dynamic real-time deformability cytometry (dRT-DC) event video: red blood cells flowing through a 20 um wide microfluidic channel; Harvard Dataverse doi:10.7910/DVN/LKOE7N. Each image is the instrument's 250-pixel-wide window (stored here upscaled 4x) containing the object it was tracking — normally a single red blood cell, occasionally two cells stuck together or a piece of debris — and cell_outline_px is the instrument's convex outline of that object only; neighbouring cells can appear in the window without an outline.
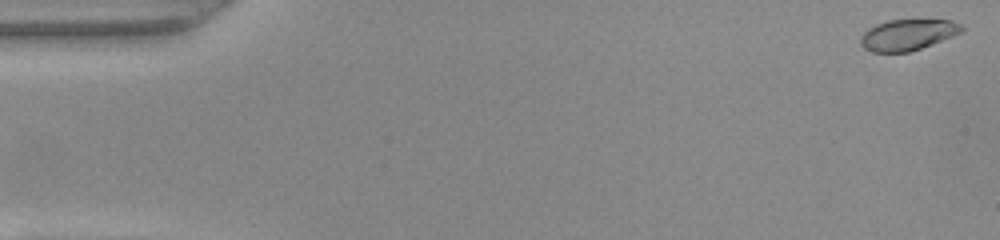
{"species": "common noctule bat (a hibernating species)", "species_latin": "Nyctalus noctula", "temperature_condition": "warm", "stored_images_in_passage": 4, "camera_frame_rate_fps": 3000, "um_per_image_px": 0.085, "animal": {"sex": "female", "body_mass_g": 22.0, "forearm_length_mm": 56.7}, "frame": {"image": 1, "passage_image": 1, "time_ms": 0.0, "image_size_px": [1000, 240], "cell_outline_px": [[964, 32], [920, 48], [908, 52], [872, 52], [864, 48], [860, 44], [860, 40], [864, 32], [868, 28], [876, 24], [888, 20], [952, 20], [960, 24], [964, 28]], "centroid_in_image_um": [77.16, 2.95], "position_along_channel_um": 7.8, "area_um2": 18.21}}